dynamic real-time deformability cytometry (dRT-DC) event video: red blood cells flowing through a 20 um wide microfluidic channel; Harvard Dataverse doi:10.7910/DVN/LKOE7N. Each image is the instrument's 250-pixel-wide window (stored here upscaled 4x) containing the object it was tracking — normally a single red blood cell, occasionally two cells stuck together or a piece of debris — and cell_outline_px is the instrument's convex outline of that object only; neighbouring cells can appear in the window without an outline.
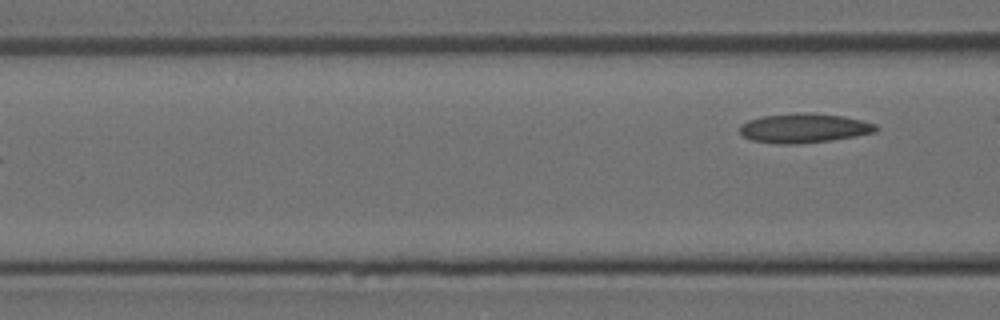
{"species": "Egyptian fruit bat (a non-hibernating species)", "species_latin": "Rousettus aegyptiacus", "temperature_condition": "room temperature", "stored_images_in_passage": 3, "camera_frame_rate_fps": 3000, "um_per_image_px": 0.085, "animal": {"sex": "female"}, "frame": {"image": 1, "passage_image": 3, "time_ms": 0.667, "image_size_px": [1000, 320], "cell_outline_px": [[880, 128], [876, 132], [856, 136], [828, 140], [796, 144], [780, 144], [752, 140], [744, 136], [740, 132], [740, 124], [748, 120], [760, 116], [796, 112], [804, 112], [844, 116], [876, 124]], "centroid_in_image_um": [68.33, 10.88], "position_along_channel_um": 98.3, "area_um2": 23.35}}